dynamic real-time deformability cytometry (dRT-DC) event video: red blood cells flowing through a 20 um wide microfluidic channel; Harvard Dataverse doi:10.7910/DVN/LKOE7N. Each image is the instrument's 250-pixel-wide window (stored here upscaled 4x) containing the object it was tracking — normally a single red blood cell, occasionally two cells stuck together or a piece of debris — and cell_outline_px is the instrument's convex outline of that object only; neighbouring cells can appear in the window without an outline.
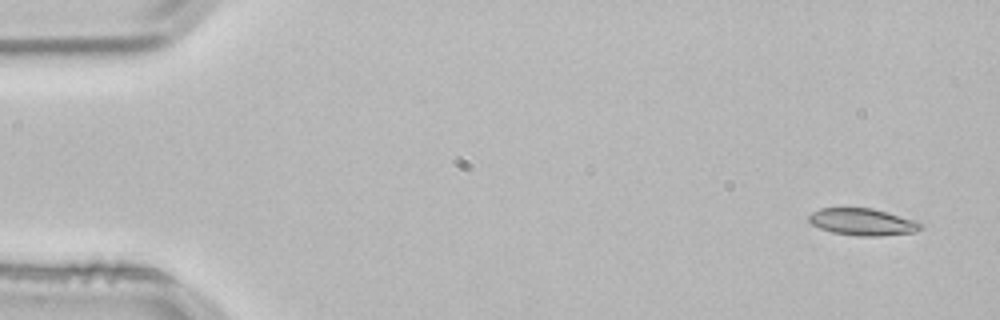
{"species": "common noctule bat (a hibernating species)", "species_latin": "Nyctalus noctula", "temperature_condition": "room temperature", "stored_images_in_passage": 3, "camera_frame_rate_fps": 3000, "um_per_image_px": 0.085, "animal": {"sex": "male", "body_mass_g": 21.5, "forearm_length_mm": 52.0}, "frame": {"image": 1, "passage_image": 1, "time_ms": 0.0, "image_size_px": [1000, 320], "cell_outline_px": [[924, 228], [912, 232], [880, 236], [856, 236], [832, 232], [820, 228], [812, 224], [808, 220], [808, 216], [812, 212], [820, 208], [872, 208], [920, 220], [924, 224]], "centroid_in_image_um": [73.38, 18.86], "position_along_channel_um": 11.6, "area_um2": 17.86}}